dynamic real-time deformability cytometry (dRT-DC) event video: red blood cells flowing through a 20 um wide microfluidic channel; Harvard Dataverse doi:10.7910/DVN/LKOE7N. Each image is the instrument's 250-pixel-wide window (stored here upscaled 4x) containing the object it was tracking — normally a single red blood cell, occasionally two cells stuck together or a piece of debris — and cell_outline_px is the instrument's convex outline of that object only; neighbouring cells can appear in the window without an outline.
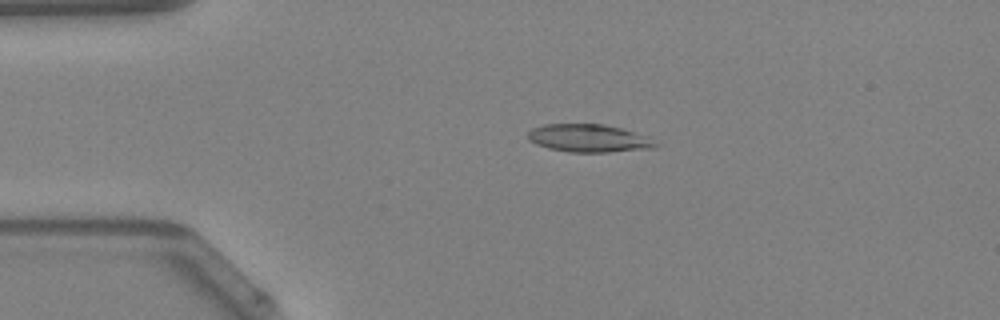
{"species": "Egyptian fruit bat (a non-hibernating species)", "species_latin": "Rousettus aegyptiacus", "temperature_condition": "warm", "stored_images_in_passage": 47, "camera_frame_rate_fps": 3000, "um_per_image_px": 0.085, "animal": {"sex": "female"}, "frame": {"image": 1, "passage_image": 9, "time_ms": 2.667, "image_size_px": [1000, 320], "cell_outline_px": [[660, 144], [656, 148], [608, 152], [568, 152], [548, 148], [536, 144], [528, 140], [528, 132], [532, 128], [544, 124], [604, 124], [624, 128], [648, 136]], "centroid_in_image_um": [50.09, 11.75], "position_along_channel_um": 34.9, "area_um2": 21.04}}
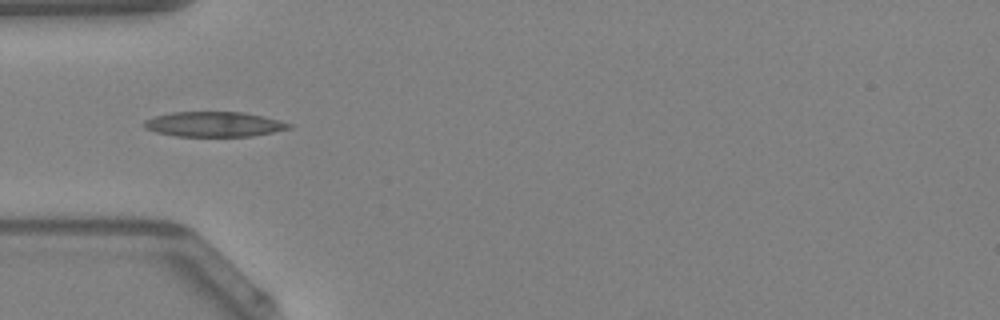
{"frame": {"image": 2, "passage_image": 14, "time_ms": 4.333, "image_size_px": [1000, 320], "cell_outline_px": [[292, 128], [252, 136], [176, 136], [156, 132], [144, 128], [144, 120], [156, 116], [172, 112], [244, 112], [264, 116], [292, 124]], "centroid_in_image_um": [18.2, 10.56], "position_along_channel_um": 66.8, "area_um2": 21.04}}
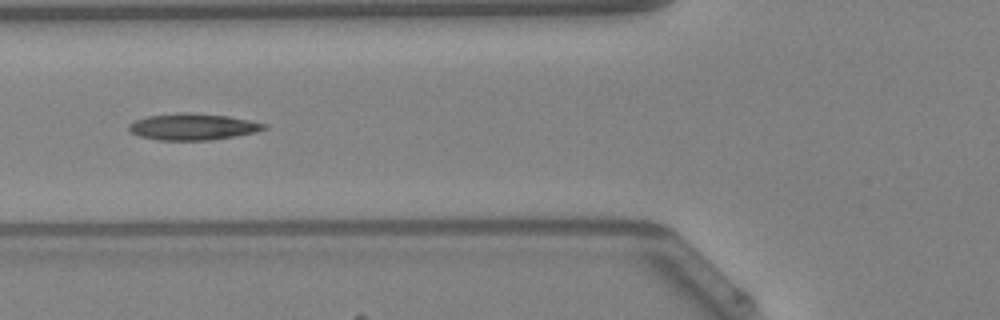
{"frame": {"image": 3, "passage_image": 17, "time_ms": 5.333, "image_size_px": [1000, 320], "cell_outline_px": [[268, 128], [252, 132], [232, 136], [208, 140], [160, 140], [140, 136], [132, 132], [128, 128], [128, 124], [136, 120], [148, 116], [180, 112], [188, 112], [228, 116], [268, 124]], "centroid_in_image_um": [16.37, 10.76], "position_along_channel_um": 109.4, "area_um2": 20.58}, "authors_computed_cell_mechanics": {"area_um2": 20.8658, "velocity_mm_per_s": 4.2706, "shape_relaxation_time_tau1_ms": 4.4726, "shape_relaxation_time_tau2_ms": null, "deformation_change_tau1": 0.1249, "deformation_change_tau2": null}}